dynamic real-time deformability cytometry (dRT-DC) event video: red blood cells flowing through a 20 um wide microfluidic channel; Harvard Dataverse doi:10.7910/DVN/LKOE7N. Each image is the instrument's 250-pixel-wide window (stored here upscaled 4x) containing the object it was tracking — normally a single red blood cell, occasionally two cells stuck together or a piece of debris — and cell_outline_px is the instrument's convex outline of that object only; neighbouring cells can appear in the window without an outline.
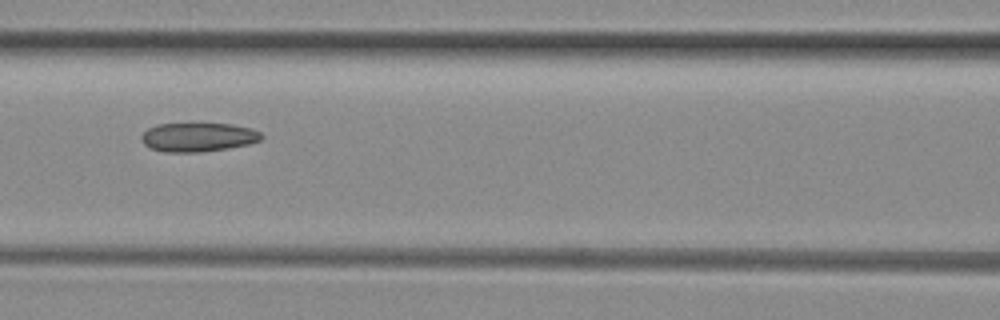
{"species": "common noctule bat (a hibernating species)", "species_latin": "Nyctalus noctula", "temperature_condition": "room temperature", "stored_images_in_passage": 6, "camera_frame_rate_fps": 3000, "um_per_image_px": 0.085, "animal": {"sex": "female", "body_mass_g": 29.2, "forearm_length_mm": 56.3}, "frame": {"image": 1, "passage_image": 6, "time_ms": 1.667, "image_size_px": [1000, 320], "cell_outline_px": [[264, 136], [260, 140], [248, 144], [228, 148], [200, 152], [164, 152], [148, 148], [140, 140], [140, 136], [148, 128], [156, 124], [232, 124], [252, 128], [260, 132]], "centroid_in_image_um": [16.81, 11.66], "position_along_channel_um": 149.8, "area_um2": 20.35}}